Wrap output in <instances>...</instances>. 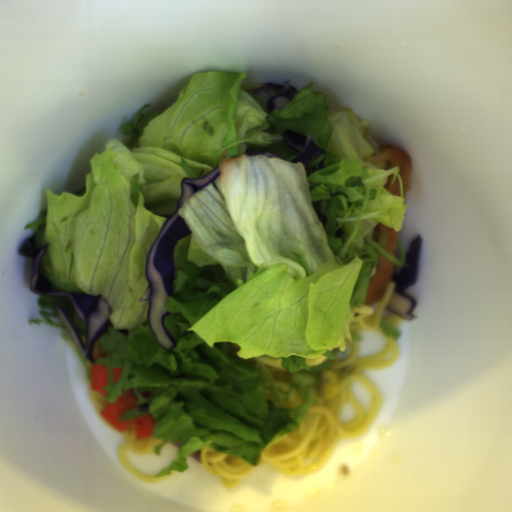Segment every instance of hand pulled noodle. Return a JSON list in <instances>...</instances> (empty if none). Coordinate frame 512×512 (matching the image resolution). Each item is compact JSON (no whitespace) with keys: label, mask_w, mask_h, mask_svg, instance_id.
<instances>
[{"label":"hand pulled noodle","mask_w":512,"mask_h":512,"mask_svg":"<svg viewBox=\"0 0 512 512\" xmlns=\"http://www.w3.org/2000/svg\"><path fill=\"white\" fill-rule=\"evenodd\" d=\"M360 341L350 342L348 356L334 360L324 354L306 359V365L322 366L331 363L327 371L337 374L339 390L331 398H322L319 391L315 398L319 405L309 408L301 425L282 439L270 443L261 453V464L271 466L287 475H302L318 471L335 452L343 439H356L367 431L377 416L382 396L374 380L365 371H380L397 359L395 339L386 337L384 347L369 357H358ZM359 382L369 395L367 412L358 404L350 386ZM350 403L355 415L348 422H341L344 404Z\"/></svg>","instance_id":"obj_1"},{"label":"hand pulled noodle","mask_w":512,"mask_h":512,"mask_svg":"<svg viewBox=\"0 0 512 512\" xmlns=\"http://www.w3.org/2000/svg\"><path fill=\"white\" fill-rule=\"evenodd\" d=\"M197 452L205 471L215 475L226 489L232 490L254 468L233 454L221 453L208 446H203Z\"/></svg>","instance_id":"obj_2"},{"label":"hand pulled noodle","mask_w":512,"mask_h":512,"mask_svg":"<svg viewBox=\"0 0 512 512\" xmlns=\"http://www.w3.org/2000/svg\"><path fill=\"white\" fill-rule=\"evenodd\" d=\"M395 283L389 281L383 295L373 304L364 303L363 306L354 307L352 310L356 318V322L351 324L350 330L358 336L365 331H382L380 328V320L384 319L385 323L394 329L403 325L406 318L394 315L389 309H385L390 302Z\"/></svg>","instance_id":"obj_3"},{"label":"hand pulled noodle","mask_w":512,"mask_h":512,"mask_svg":"<svg viewBox=\"0 0 512 512\" xmlns=\"http://www.w3.org/2000/svg\"><path fill=\"white\" fill-rule=\"evenodd\" d=\"M122 435L124 442L119 448L118 459L119 464L125 471L140 481L149 483H158L170 475L157 477L158 474L144 473L135 469L128 459V452H132L138 456L152 455L155 453L156 444L161 442L159 439L154 438L152 435L148 438H138L134 426H130L125 431H122Z\"/></svg>","instance_id":"obj_4"},{"label":"hand pulled noodle","mask_w":512,"mask_h":512,"mask_svg":"<svg viewBox=\"0 0 512 512\" xmlns=\"http://www.w3.org/2000/svg\"><path fill=\"white\" fill-rule=\"evenodd\" d=\"M260 363L267 369L272 385L276 386L283 392H287L291 383L288 370L282 366V359H269L259 357Z\"/></svg>","instance_id":"obj_5"},{"label":"hand pulled noodle","mask_w":512,"mask_h":512,"mask_svg":"<svg viewBox=\"0 0 512 512\" xmlns=\"http://www.w3.org/2000/svg\"><path fill=\"white\" fill-rule=\"evenodd\" d=\"M89 397L99 415L100 418L104 419L101 416V411L103 410L106 403H109L107 398L103 396L101 393H96L93 390H91ZM105 420V419H104Z\"/></svg>","instance_id":"obj_6"},{"label":"hand pulled noodle","mask_w":512,"mask_h":512,"mask_svg":"<svg viewBox=\"0 0 512 512\" xmlns=\"http://www.w3.org/2000/svg\"><path fill=\"white\" fill-rule=\"evenodd\" d=\"M302 403H303V399L299 395L297 389L296 388L291 389L290 394L285 403L286 407H288L290 409H295Z\"/></svg>","instance_id":"obj_7"}]
</instances>
